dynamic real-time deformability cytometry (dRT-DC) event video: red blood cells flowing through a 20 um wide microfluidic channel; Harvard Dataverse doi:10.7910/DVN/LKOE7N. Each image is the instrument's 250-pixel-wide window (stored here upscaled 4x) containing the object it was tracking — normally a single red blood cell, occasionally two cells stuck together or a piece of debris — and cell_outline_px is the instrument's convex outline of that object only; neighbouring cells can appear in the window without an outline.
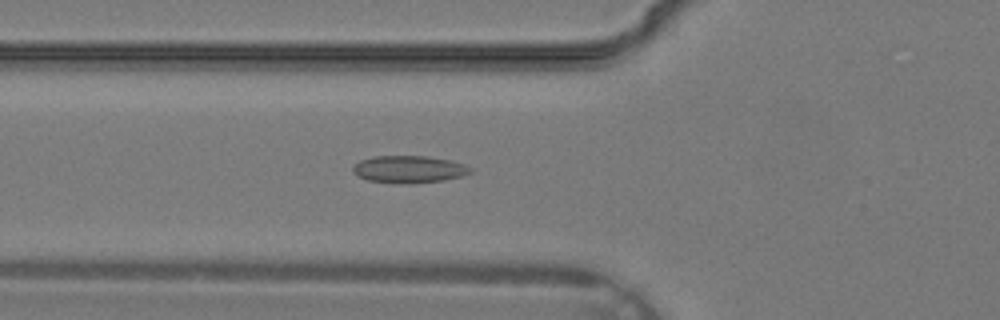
{"species": "common noctule bat (a hibernating species)", "species_latin": "Nyctalus noctula", "temperature_condition": "warm", "stored_images_in_passage": 36, "camera_frame_rate_fps": 3000, "um_per_image_px": 0.085, "animal": {"sex": "male", "body_mass_g": 19.2, "forearm_length_mm": 51.8}, "frame": {"image": 1, "passage_image": 13, "time_ms": 4.0, "image_size_px": [1000, 320], "cell_outline_px": [[472, 172], [460, 176], [444, 180], [368, 180], [352, 172], [352, 168], [360, 160], [372, 156], [428, 156], [448, 160], [464, 164], [472, 168]], "centroid_in_image_um": [34.77, 14.32], "position_along_channel_um": 91.0, "area_um2": 17.4}}
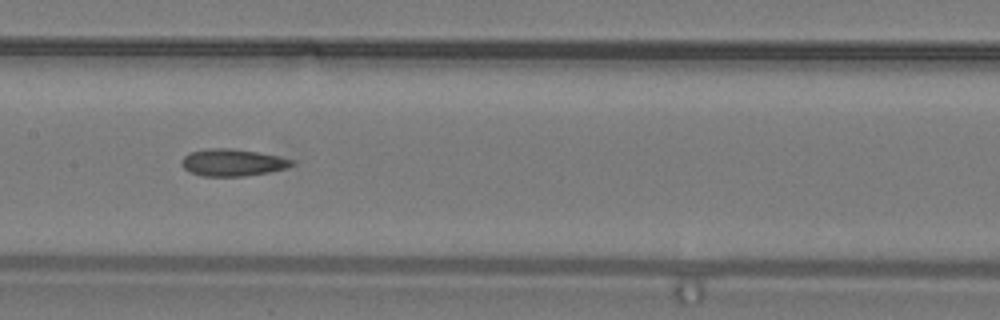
{"frame": {"image": 2, "passage_image": 18, "time_ms": 5.667, "image_size_px": [1000, 320], "cell_outline_px": [[296, 164], [288, 168], [268, 172], [244, 176], [204, 176], [192, 172], [184, 168], [180, 164], [180, 160], [188, 152], [204, 148], [232, 148], [280, 156], [296, 160]], "centroid_in_image_um": [19.78, 13.8], "position_along_channel_um": 187.6, "area_um2": 17.63}}
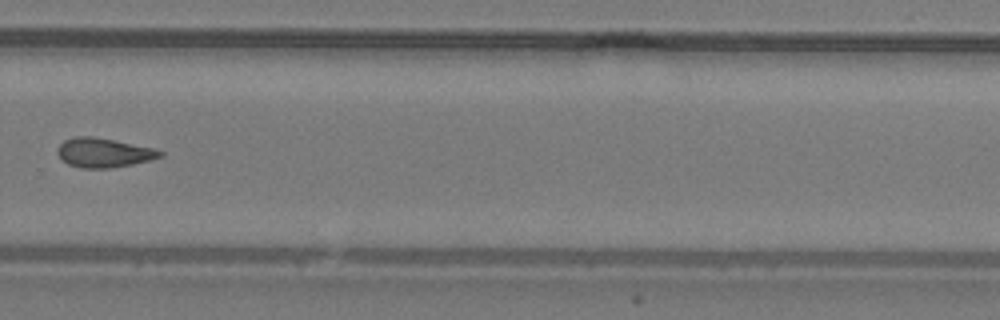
{"frame": {"image": 3, "passage_image": 25, "time_ms": 8.0, "image_size_px": [1000, 320], "cell_outline_px": [[164, 156], [132, 164], [108, 168], [80, 168], [68, 164], [60, 160], [56, 152], [60, 144], [64, 140], [76, 136], [92, 136], [152, 148], [164, 152]], "centroid_in_image_um": [8.76, 12.98], "position_along_channel_um": 321.0, "area_um2": 17.4}}